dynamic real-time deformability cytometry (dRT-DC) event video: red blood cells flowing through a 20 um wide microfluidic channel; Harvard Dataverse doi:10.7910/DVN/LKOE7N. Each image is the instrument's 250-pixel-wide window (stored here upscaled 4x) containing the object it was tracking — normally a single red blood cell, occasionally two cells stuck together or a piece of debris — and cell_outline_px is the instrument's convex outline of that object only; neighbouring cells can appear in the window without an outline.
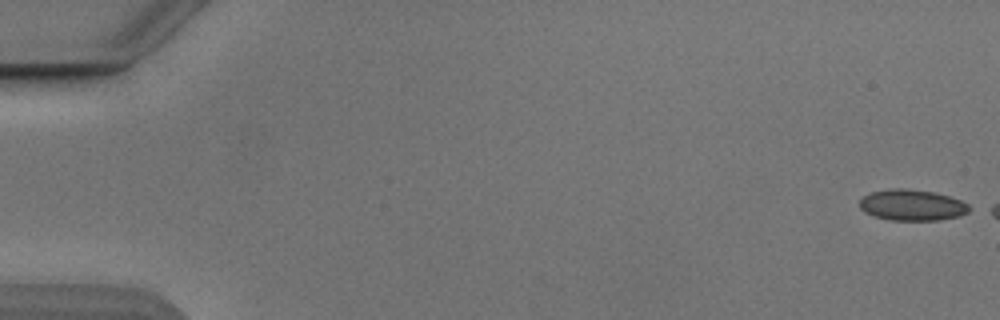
{"species": "Egyptian fruit bat (a non-hibernating species)", "species_latin": "Rousettus aegyptiacus", "temperature_condition": "cold", "stored_images_in_passage": 7, "camera_frame_rate_fps": 3000, "um_per_image_px": 0.085, "animal": {"sex": "male"}, "frame": {"image": 1, "passage_image": 1, "time_ms": 0.0, "image_size_px": [1000, 320], "cell_outline_px": [[968, 212], [960, 216], [940, 220], [892, 220], [876, 216], [864, 212], [860, 208], [860, 200], [864, 196], [872, 192], [892, 188], [904, 188], [932, 192], [948, 196], [960, 200], [968, 204]], "centroid_in_image_um": [77.52, 17.43], "position_along_channel_um": 7.5, "area_um2": 19.59}}